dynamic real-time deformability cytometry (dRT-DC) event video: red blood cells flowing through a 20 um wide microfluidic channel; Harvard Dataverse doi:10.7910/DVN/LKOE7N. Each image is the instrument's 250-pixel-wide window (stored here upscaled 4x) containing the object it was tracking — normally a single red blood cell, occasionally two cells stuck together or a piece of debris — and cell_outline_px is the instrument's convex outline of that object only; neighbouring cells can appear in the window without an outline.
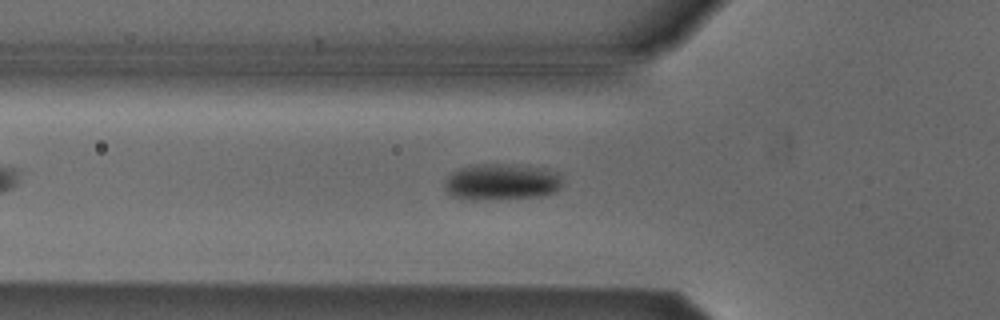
{"species": "Egyptian fruit bat (a non-hibernating species)", "species_latin": "Rousettus aegyptiacus", "temperature_condition": "cold", "stored_images_in_passage": 38, "camera_frame_rate_fps": 3000, "um_per_image_px": 0.085, "animal": {"sex": "male"}, "frame": {"image": 1, "passage_image": 9, "time_ms": 2.667, "image_size_px": [1000, 320], "cell_outline_px": [[560, 188], [556, 192], [540, 196], [472, 200], [464, 200], [452, 196], [444, 188], [444, 180], [452, 172], [460, 168], [476, 164], [500, 164], [544, 168], [560, 172]], "centroid_in_image_um": [42.6, 15.46], "position_along_channel_um": 83.2, "area_um2": 24.97}}
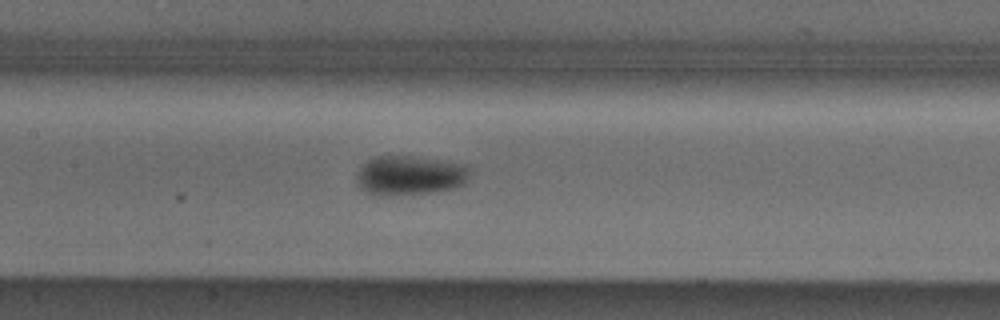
{"frame": {"image": 2, "passage_image": 16, "time_ms": 5.0, "image_size_px": [1000, 320], "cell_outline_px": [[472, 168], [468, 180], [464, 184], [452, 188], [432, 192], [392, 196], [376, 196], [360, 188], [356, 180], [356, 176], [360, 168], [368, 160], [376, 156], [408, 156], [440, 160], [468, 164]], "centroid_in_image_um": [34.87, 14.92], "position_along_channel_um": 172.5, "area_um2": 26.36}}
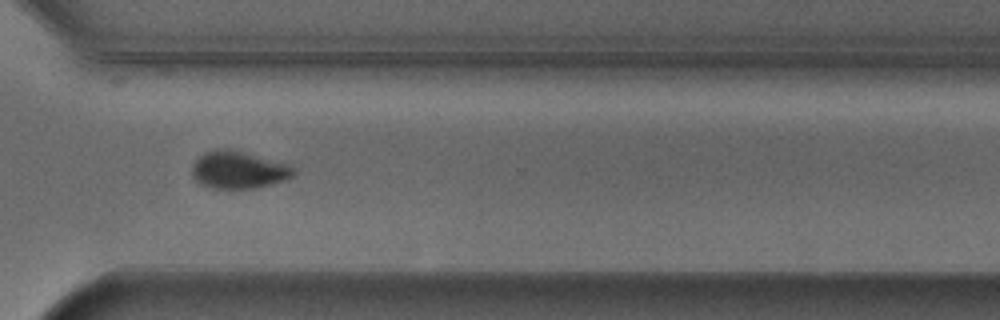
{"frame": {"image": 3, "passage_image": 30, "time_ms": 9.667, "image_size_px": [1000, 320], "cell_outline_px": [[296, 172], [288, 180], [256, 188], [212, 188], [200, 184], [192, 176], [192, 164], [204, 152], [216, 148], [228, 148], [292, 164]], "centroid_in_image_um": [20.3, 14.43], "position_along_channel_um": 350.3, "area_um2": 22.48}}